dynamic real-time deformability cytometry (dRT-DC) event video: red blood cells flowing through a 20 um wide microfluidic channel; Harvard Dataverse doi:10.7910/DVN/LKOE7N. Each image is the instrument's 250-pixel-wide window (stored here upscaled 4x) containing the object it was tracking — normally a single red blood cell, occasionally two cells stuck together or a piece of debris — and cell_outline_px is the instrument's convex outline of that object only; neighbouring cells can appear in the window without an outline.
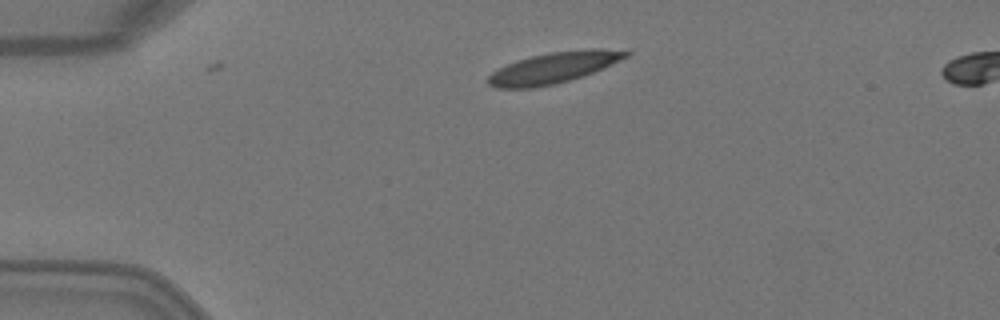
{"species": "Egyptian fruit bat (a non-hibernating species)", "species_latin": "Rousettus aegyptiacus", "temperature_condition": "warm", "stored_images_in_passage": 3, "segment_of_instrument_passage": [1, 2], "camera_frame_rate_fps": 3000, "um_per_image_px": 0.085, "animal": {"sex": "female"}, "frame": {"image": 1, "passage_image": 1, "time_ms": 0.0, "image_size_px": [1000, 320], "cell_outline_px": [[632, 52], [628, 56], [620, 60], [592, 72], [556, 84], [532, 88], [496, 88], [488, 84], [484, 80], [492, 72], [516, 60], [532, 56], [552, 52], [592, 48], [600, 48]], "centroid_in_image_um": [47.0, 5.76], "position_along_channel_um": 38.0, "area_um2": 24.57}}